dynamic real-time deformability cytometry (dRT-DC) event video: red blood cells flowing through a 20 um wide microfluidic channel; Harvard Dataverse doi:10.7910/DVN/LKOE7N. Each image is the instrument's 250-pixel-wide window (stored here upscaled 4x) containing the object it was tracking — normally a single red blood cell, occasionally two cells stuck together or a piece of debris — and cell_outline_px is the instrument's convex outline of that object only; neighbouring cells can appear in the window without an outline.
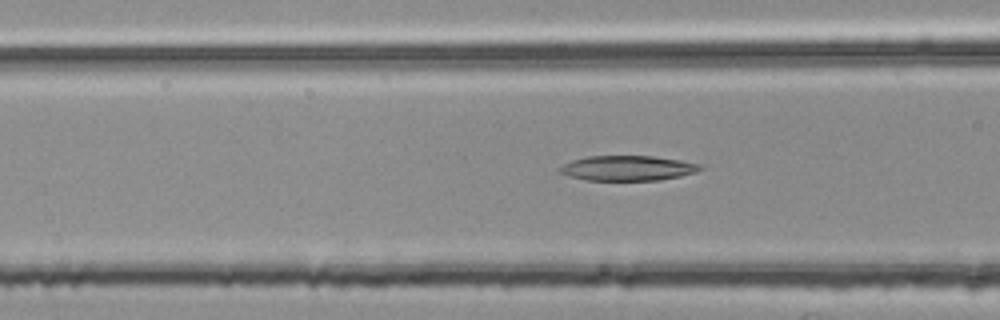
{"species": "common noctule bat (a hibernating species)", "species_latin": "Nyctalus noctula", "temperature_condition": "room temperature", "stored_images_in_passage": 48, "camera_frame_rate_fps": 3000, "um_per_image_px": 0.085, "animal": {"sex": "female", "body_mass_g": 25.1}, "frame": {"image": 1, "passage_image": 19, "time_ms": 6.0, "image_size_px": [1000, 320], "cell_outline_px": [[704, 168], [696, 172], [680, 176], [656, 180], [588, 180], [568, 176], [556, 172], [556, 168], [572, 160], [588, 156], [652, 156], [680, 160], [700, 164]], "centroid_in_image_um": [53.3, 14.29], "position_along_channel_um": 113.3, "area_um2": 20.52}}
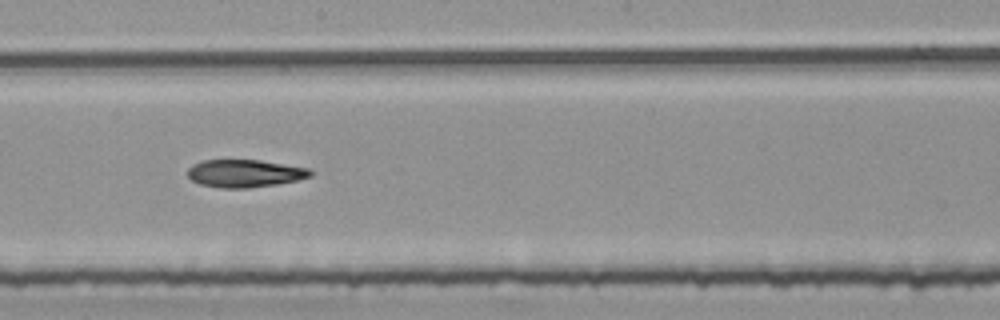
{"frame": {"image": 2, "passage_image": 28, "time_ms": 9.0, "image_size_px": [1000, 320], "cell_outline_px": [[312, 176], [296, 180], [276, 184], [248, 188], [220, 188], [200, 184], [192, 180], [188, 176], [188, 168], [192, 164], [204, 160], [260, 160], [308, 168], [312, 172]], "centroid_in_image_um": [20.78, 14.74], "position_along_channel_um": 227.4, "area_um2": 19.71}}
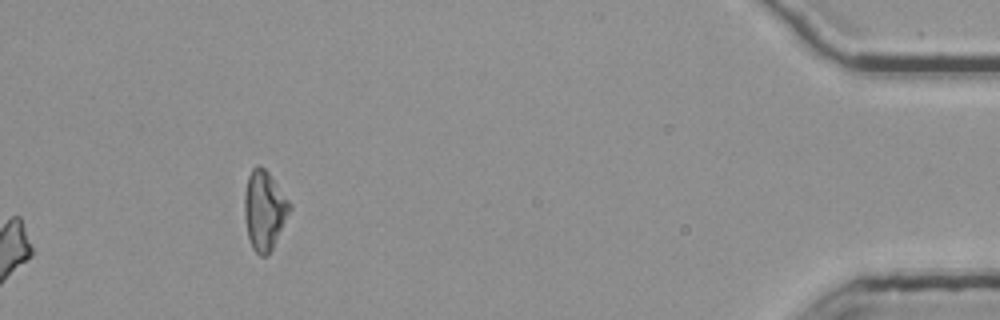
{"frame": {"image": 3, "passage_image": 48, "time_ms": 15.667, "image_size_px": [1000, 320], "cell_outline_px": [[292, 208], [268, 256], [260, 256], [252, 248], [248, 236], [244, 216], [244, 192], [248, 176], [252, 168], [260, 164], [268, 172], [292, 204]], "centroid_in_image_um": [22.46, 17.86], "position_along_channel_um": 412.7, "area_um2": 20.92}, "authors_computed_cell_mechanics": {"area_um2": 20.9236, "velocity_mm_per_s": 3.796, "shape_relaxation_time_tau1_ms": 8.8025, "shape_relaxation_time_tau2_ms": null, "deformation_change_tau1": 0.1962, "deformation_change_tau2": null}}